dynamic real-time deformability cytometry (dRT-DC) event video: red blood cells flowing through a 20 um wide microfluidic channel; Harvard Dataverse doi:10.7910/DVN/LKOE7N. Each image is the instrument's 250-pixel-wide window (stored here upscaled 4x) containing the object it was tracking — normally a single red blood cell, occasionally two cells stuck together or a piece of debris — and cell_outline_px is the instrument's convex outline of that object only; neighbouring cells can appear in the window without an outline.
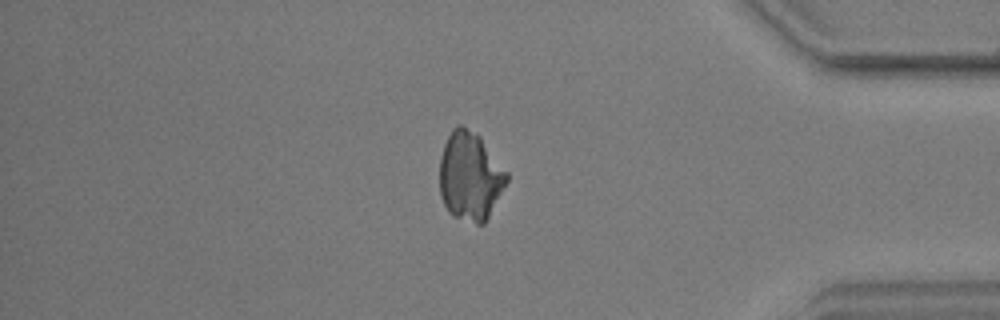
{"species": "common noctule bat (a hibernating species)", "species_latin": "Nyctalus noctula", "temperature_condition": "warm", "stored_images_in_passage": 32, "camera_frame_rate_fps": 3000, "um_per_image_px": 0.085, "animal": {"sex": "male", "body_mass_g": 17.9, "forearm_length_mm": 54.2}, "frame": {"image": 1, "passage_image": 26, "time_ms": 8.333, "image_size_px": [1000, 320], "cell_outline_px": [[508, 180], [484, 224], [476, 224], [452, 216], [448, 212], [440, 196], [440, 156], [444, 144], [452, 128], [456, 124], [460, 124], [480, 136], [508, 172]], "centroid_in_image_um": [39.95, 14.97], "position_along_channel_um": 395.3, "area_um2": 34.74}}